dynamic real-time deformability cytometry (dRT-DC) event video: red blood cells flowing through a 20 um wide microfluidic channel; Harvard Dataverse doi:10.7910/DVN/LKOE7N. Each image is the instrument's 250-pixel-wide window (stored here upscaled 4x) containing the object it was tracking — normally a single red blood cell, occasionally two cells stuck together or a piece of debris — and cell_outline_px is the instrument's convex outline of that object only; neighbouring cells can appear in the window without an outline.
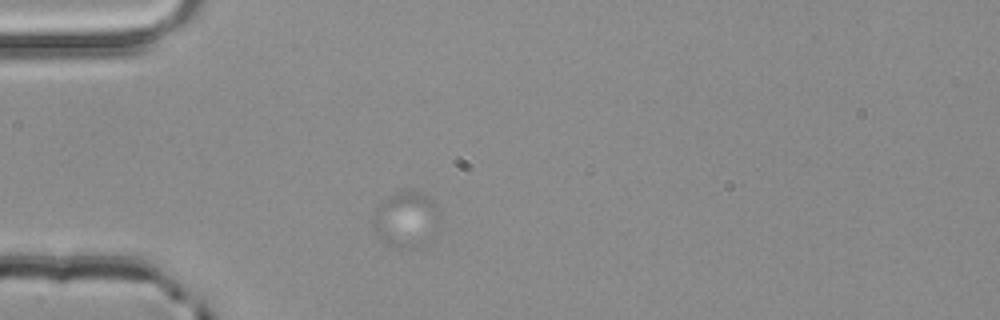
{"species": "common noctule bat (a hibernating species)", "species_latin": "Nyctalus noctula", "temperature_condition": "room temperature", "stored_images_in_passage": 1, "camera_frame_rate_fps": 3000, "um_per_image_px": 0.085, "animal": {"sex": "male", "body_mass_g": 20.4}, "frame": {"image": 1, "passage_image": 1, "time_ms": 0.0, "image_size_px": [1000, 320], "cell_outline_px": [[436, 208], [396, 248], [388, 244], [376, 236], [372, 224], [376, 204], [400, 192], [416, 192], [424, 196], [436, 204]], "centroid_in_image_um": [34.05, 18.39], "position_along_channel_um": 50.9, "area_um2": 16.3}}